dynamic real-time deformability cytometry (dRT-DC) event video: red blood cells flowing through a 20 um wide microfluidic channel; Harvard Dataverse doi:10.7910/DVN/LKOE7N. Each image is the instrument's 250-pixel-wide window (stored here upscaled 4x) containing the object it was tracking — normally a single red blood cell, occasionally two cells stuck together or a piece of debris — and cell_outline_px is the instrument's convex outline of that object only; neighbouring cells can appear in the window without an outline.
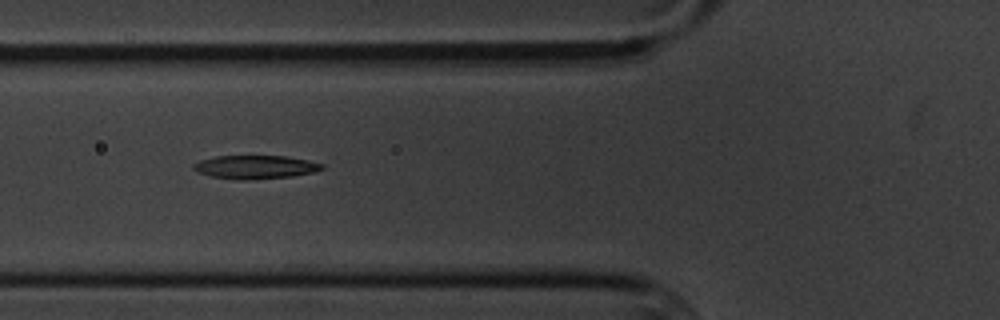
{"species": "common noctule bat (a hibernating species)", "species_latin": "Nyctalus noctula", "temperature_condition": "cold", "stored_images_in_passage": 8, "camera_frame_rate_fps": 3000, "um_per_image_px": 0.085, "animal": {"sex": "male", "body_mass_g": 20.1, "forearm_length_mm": 53.5}, "frame": {"image": 1, "passage_image": 7, "time_ms": 7.0, "image_size_px": [1000, 320], "cell_outline_px": [[324, 168], [316, 172], [292, 176], [248, 180], [240, 180], [212, 176], [196, 172], [192, 168], [192, 164], [200, 160], [216, 156], [284, 156], [308, 160], [324, 164]], "centroid_in_image_um": [21.7, 14.2], "position_along_channel_um": 104.1, "area_um2": 17.63}}
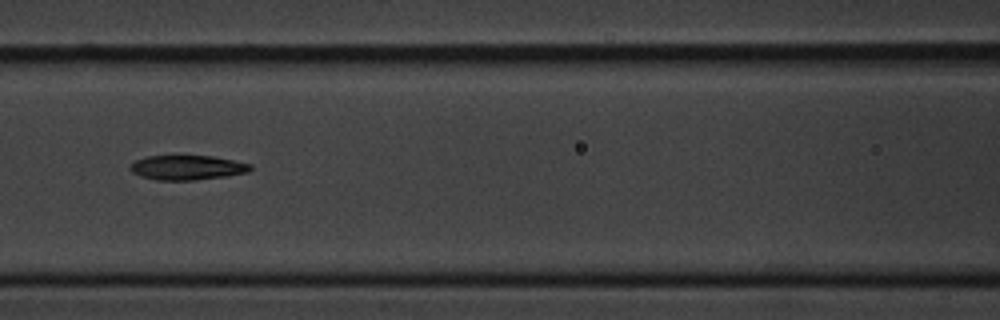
{"frame": {"image": 2, "passage_image": 8, "time_ms": 8.333, "image_size_px": [1000, 320], "cell_outline_px": [[252, 168], [248, 172], [228, 176], [196, 180], [156, 180], [140, 176], [132, 172], [128, 168], [128, 164], [136, 160], [148, 156], [212, 156], [252, 164]], "centroid_in_image_um": [15.89, 14.25], "position_along_channel_um": 150.7, "area_um2": 17.34}}